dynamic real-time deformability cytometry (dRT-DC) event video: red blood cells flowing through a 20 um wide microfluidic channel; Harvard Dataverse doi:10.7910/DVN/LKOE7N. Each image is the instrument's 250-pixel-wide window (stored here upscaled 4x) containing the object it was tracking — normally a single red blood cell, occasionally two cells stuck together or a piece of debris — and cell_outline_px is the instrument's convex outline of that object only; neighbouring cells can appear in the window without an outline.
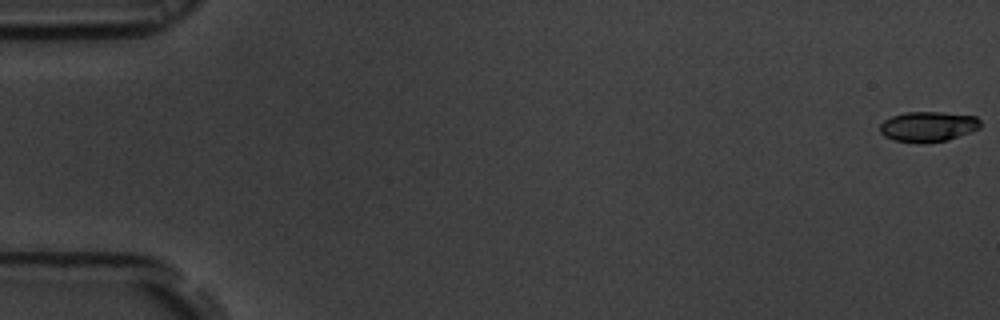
{"species": "common noctule bat (a hibernating species)", "species_latin": "Nyctalus noctula", "temperature_condition": "room temperature", "stored_images_in_passage": 53, "camera_frame_rate_fps": 3000, "um_per_image_px": 0.085, "animal": {"sex": "male", "body_mass_g": 19.5, "forearm_length_mm": 54.6}, "frame": {"image": 1, "passage_image": 1, "time_ms": 0.0, "image_size_px": [1000, 320], "cell_outline_px": [[980, 128], [948, 140], [920, 144], [892, 140], [884, 136], [880, 132], [880, 124], [884, 120], [892, 116], [904, 112], [944, 112], [976, 116], [980, 120]], "centroid_in_image_um": [78.86, 10.76], "position_along_channel_um": 6.1, "area_um2": 17.92}}
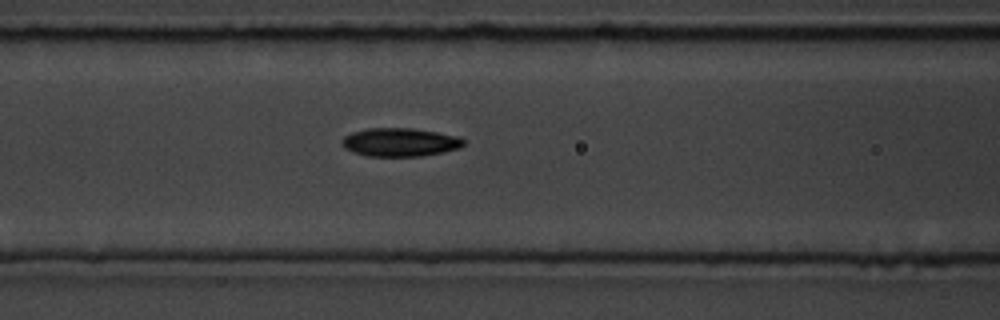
{"frame": {"image": 2, "passage_image": 24, "time_ms": 7.667, "image_size_px": [1000, 320], "cell_outline_px": [[464, 144], [460, 148], [444, 152], [420, 156], [368, 156], [352, 152], [344, 148], [340, 144], [340, 140], [344, 136], [352, 132], [368, 128], [412, 128], [460, 136], [464, 140]], "centroid_in_image_um": [33.97, 12.09], "position_along_channel_um": 132.6, "area_um2": 20.35}}
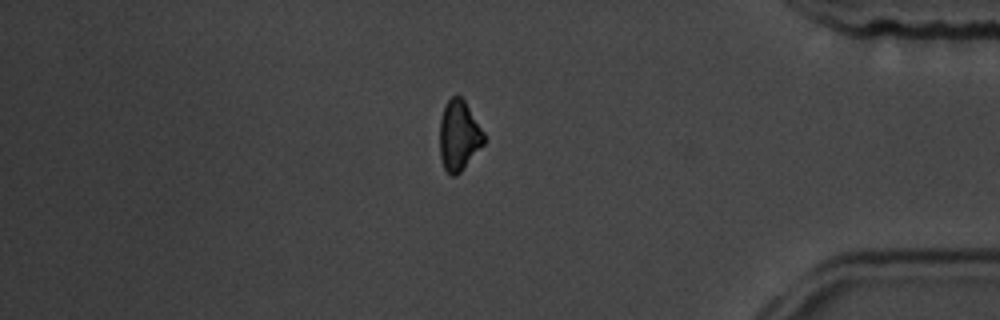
{"frame": {"image": 3, "passage_image": 48, "time_ms": 15.667, "image_size_px": [1000, 320], "cell_outline_px": [[484, 144], [464, 168], [456, 176], [452, 176], [444, 168], [440, 156], [440, 120], [444, 104], [452, 96], [460, 96], [464, 100], [484, 132]], "centroid_in_image_um": [39.0, 11.52], "position_along_channel_um": 396.2, "area_um2": 18.03}}